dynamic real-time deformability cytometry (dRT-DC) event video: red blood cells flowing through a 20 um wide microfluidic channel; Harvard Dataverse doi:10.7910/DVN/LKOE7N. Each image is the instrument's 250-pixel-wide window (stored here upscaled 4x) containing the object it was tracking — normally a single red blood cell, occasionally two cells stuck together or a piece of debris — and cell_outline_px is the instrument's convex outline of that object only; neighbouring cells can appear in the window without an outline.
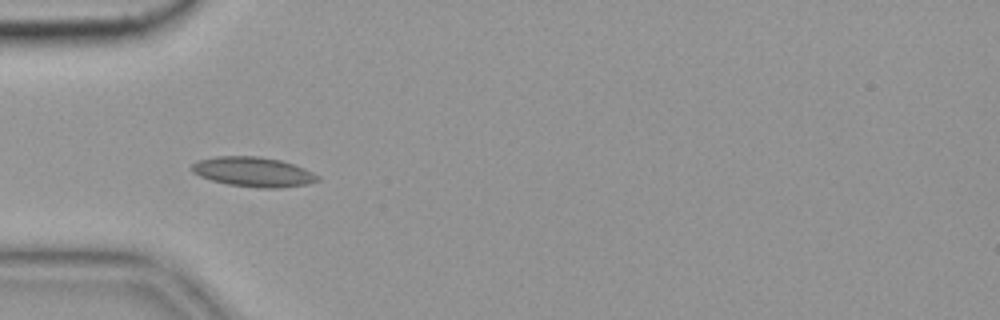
{"species": "common noctule bat (a hibernating species)", "species_latin": "Nyctalus noctula", "temperature_condition": "cold", "stored_images_in_passage": 55, "camera_frame_rate_fps": 3000, "um_per_image_px": 0.085, "animal": {"sex": "female", "body_mass_g": 19.9}, "frame": {"image": 1, "passage_image": 16, "time_ms": 5.0, "image_size_px": [1000, 320], "cell_outline_px": [[320, 180], [308, 184], [276, 188], [260, 188], [228, 184], [212, 180], [200, 176], [192, 172], [188, 168], [196, 160], [216, 156], [260, 156], [280, 160], [304, 168], [320, 176]], "centroid_in_image_um": [21.5, 14.6], "position_along_channel_um": 63.5, "area_um2": 21.91}, "authors_computed_cell_mechanics": {"area_um2": 19.8254, "velocity_mm_per_s": 3.5164, "shape_relaxation_time_tau1_ms": null, "shape_relaxation_time_tau2_ms": 3.7971, "deformation_change_tau1": null, "deformation_change_tau2": 0.0831}}